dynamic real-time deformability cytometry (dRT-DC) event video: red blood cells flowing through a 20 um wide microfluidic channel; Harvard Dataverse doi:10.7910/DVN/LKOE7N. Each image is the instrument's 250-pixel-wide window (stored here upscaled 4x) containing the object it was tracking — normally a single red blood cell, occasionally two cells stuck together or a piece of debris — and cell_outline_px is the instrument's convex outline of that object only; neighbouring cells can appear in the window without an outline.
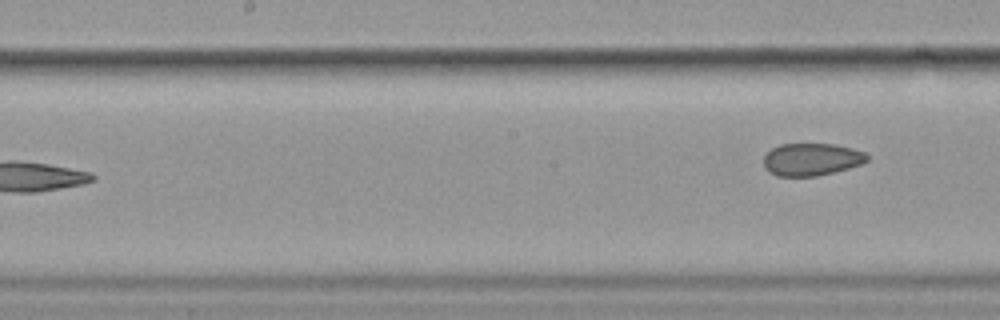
{"species": "common noctule bat (a hibernating species)", "species_latin": "Nyctalus noctula", "temperature_condition": "cold", "stored_images_in_passage": 10, "camera_frame_rate_fps": 3000, "um_per_image_px": 0.085, "animal": {"sex": "female", "body_mass_g": 19.9}, "frame": {"image": 1, "passage_image": 10, "time_ms": 11.0, "image_size_px": [1000, 320], "cell_outline_px": [[868, 160], [860, 164], [848, 168], [816, 176], [776, 176], [768, 172], [764, 168], [764, 156], [772, 148], [780, 144], [836, 144], [852, 148], [864, 152], [868, 156]], "centroid_in_image_um": [68.95, 13.55], "position_along_channel_um": 179.3, "area_um2": 19.54}}